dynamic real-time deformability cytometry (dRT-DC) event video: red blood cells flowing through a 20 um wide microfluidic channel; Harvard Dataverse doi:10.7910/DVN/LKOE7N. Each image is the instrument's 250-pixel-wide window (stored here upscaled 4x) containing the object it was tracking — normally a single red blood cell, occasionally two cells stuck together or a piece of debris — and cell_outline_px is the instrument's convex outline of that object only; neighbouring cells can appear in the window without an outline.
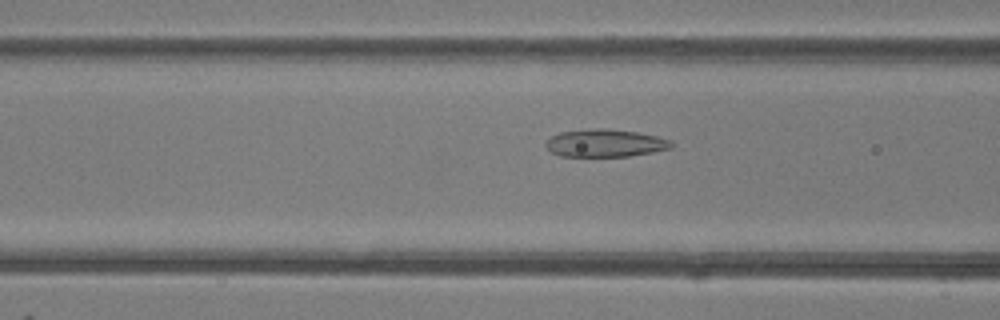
{"species": "common noctule bat (a hibernating species)", "species_latin": "Nyctalus noctula", "temperature_condition": "room temperature", "stored_images_in_passage": 50, "camera_frame_rate_fps": 3000, "um_per_image_px": 0.085, "animal": {"sex": "female"}, "frame": {"image": 1, "passage_image": 20, "time_ms": 6.333, "image_size_px": [1000, 320], "cell_outline_px": [[672, 148], [652, 152], [628, 156], [560, 156], [552, 152], [544, 144], [552, 136], [560, 132], [592, 128], [608, 128], [636, 132], [656, 136], [672, 140]], "centroid_in_image_um": [51.45, 12.15], "position_along_channel_um": 115.2, "area_um2": 20.17}}
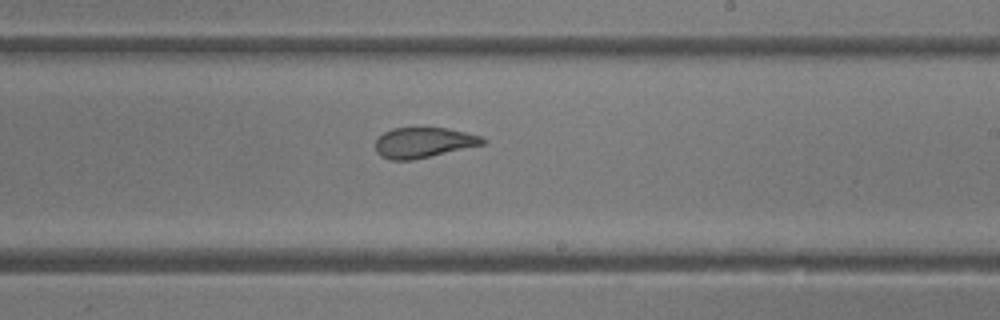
{"frame": {"image": 2, "passage_image": 30, "time_ms": 9.667, "image_size_px": [1000, 320], "cell_outline_px": [[488, 140], [484, 144], [412, 160], [392, 160], [380, 156], [376, 152], [376, 140], [384, 132], [392, 128], [448, 128], [480, 136]], "centroid_in_image_um": [35.99, 12.12], "position_along_channel_um": 253.0, "area_um2": 18.79}}
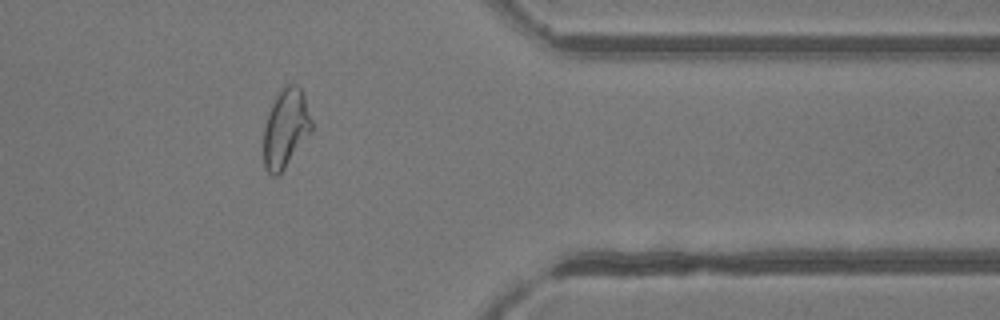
{"frame": {"image": 3, "passage_image": 41, "time_ms": 13.333, "image_size_px": [1000, 320], "cell_outline_px": [[312, 128], [284, 168], [276, 176], [272, 176], [264, 168], [264, 124], [276, 92], [288, 84], [296, 84], [300, 88], [304, 96], [312, 120]], "centroid_in_image_um": [24.25, 10.86], "position_along_channel_um": 387.1, "area_um2": 21.68}, "authors_computed_cell_mechanics": {"area_um2": 22.8599, "velocity_mm_per_s": 4.1294, "shape_relaxation_time_tau1_ms": null, "shape_relaxation_time_tau2_ms": 0.9413, "deformation_change_tau1": null, "deformation_change_tau2": 0.0738}}